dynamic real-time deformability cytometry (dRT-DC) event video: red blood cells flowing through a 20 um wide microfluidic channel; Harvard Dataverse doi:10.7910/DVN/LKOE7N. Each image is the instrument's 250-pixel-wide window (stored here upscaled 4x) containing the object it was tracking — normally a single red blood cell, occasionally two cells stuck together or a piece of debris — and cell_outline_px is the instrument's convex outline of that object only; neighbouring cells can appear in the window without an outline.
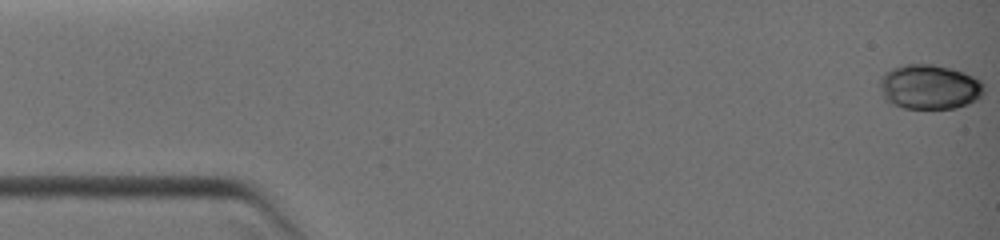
{"species": "common noctule bat (a hibernating species)", "species_latin": "Nyctalus noctula", "temperature_condition": "warm", "stored_images_in_passage": 45, "camera_frame_rate_fps": 3000, "um_per_image_px": 0.085, "animal": {"sex": "female", "body_mass_g": 19.0, "forearm_length_mm": 51.5}, "frame": {"image": 1, "passage_image": 1, "time_ms": 0.0, "image_size_px": [1000, 240], "cell_outline_px": [[984, 92], [980, 96], [964, 104], [952, 108], [904, 108], [888, 100], [880, 84], [880, 76], [884, 72], [892, 68], [904, 64], [932, 64], [952, 68], [964, 72], [980, 80], [984, 84]], "centroid_in_image_um": [79.01, 7.35], "position_along_channel_um": 6.0, "area_um2": 26.65}}
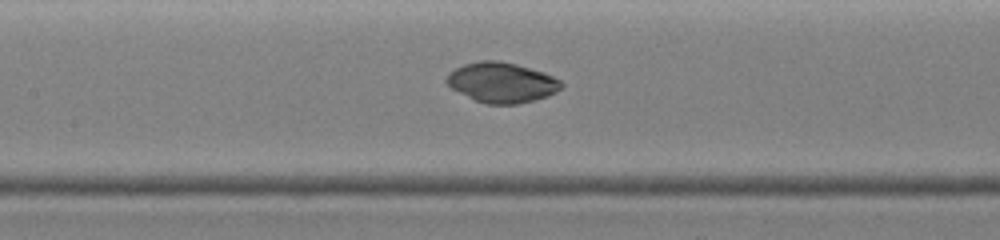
{"frame": {"image": 2, "passage_image": 21, "time_ms": 6.0, "image_size_px": [1000, 240], "cell_outline_px": [[564, 84], [556, 92], [548, 96], [516, 104], [488, 104], [476, 100], [452, 88], [444, 80], [448, 72], [464, 64], [480, 60], [500, 60], [516, 64], [544, 72], [560, 80]], "centroid_in_image_um": [42.64, 6.99], "position_along_channel_um": 164.8, "area_um2": 26.7}}
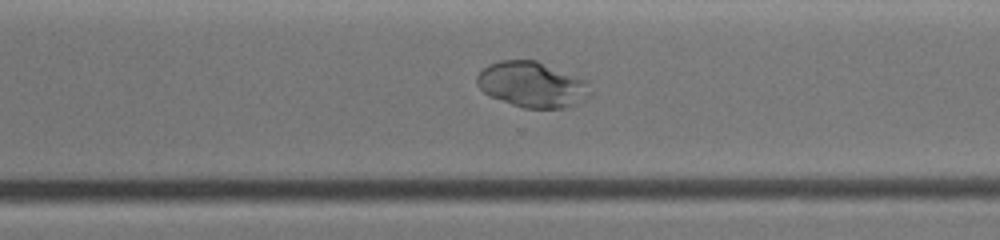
{"frame": {"image": 3, "passage_image": 32, "time_ms": 9.333, "image_size_px": [1000, 240], "cell_outline_px": [[592, 96], [584, 100], [564, 108], [524, 108], [488, 96], [476, 84], [476, 76], [488, 64], [500, 60], [536, 60], [588, 80], [592, 92]], "centroid_in_image_um": [45.26, 7.18], "position_along_channel_um": 325.3, "area_um2": 30.4}}